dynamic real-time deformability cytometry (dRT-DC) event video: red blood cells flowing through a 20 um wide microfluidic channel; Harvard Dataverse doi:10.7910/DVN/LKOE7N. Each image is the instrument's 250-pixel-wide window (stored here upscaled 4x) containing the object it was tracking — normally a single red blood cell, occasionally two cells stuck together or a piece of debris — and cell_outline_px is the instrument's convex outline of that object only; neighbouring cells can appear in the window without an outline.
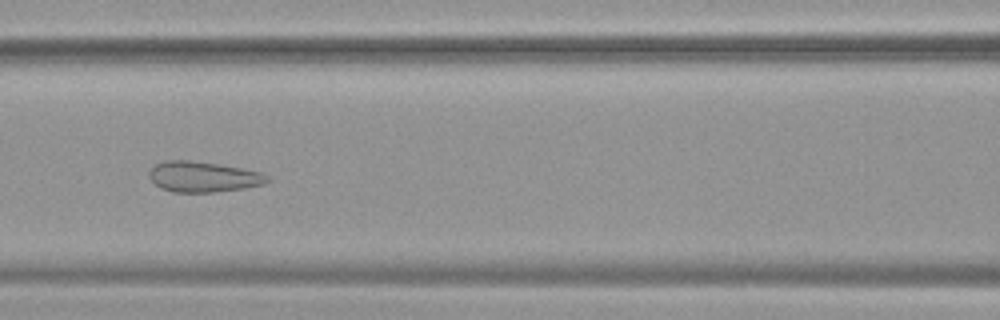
{"species": "common noctule bat (a hibernating species)", "species_latin": "Nyctalus noctula", "temperature_condition": "warm", "stored_images_in_passage": 53, "camera_frame_rate_fps": 3000, "um_per_image_px": 0.085, "animal": {"sex": "female", "body_mass_g": 19.9}, "frame": {"image": 1, "passage_image": 24, "time_ms": 7.667, "image_size_px": [1000, 320], "cell_outline_px": [[272, 180], [260, 184], [244, 188], [212, 192], [172, 192], [160, 188], [148, 176], [148, 172], [156, 164], [168, 160], [188, 160], [220, 164], [260, 172], [272, 176]], "centroid_in_image_um": [17.28, 15.02], "position_along_channel_um": 149.3, "area_um2": 20.98}}
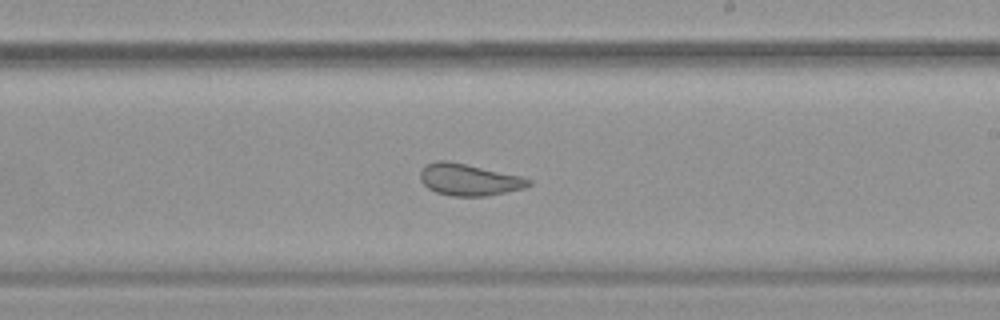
{"frame": {"image": 2, "passage_image": 32, "time_ms": 10.333, "image_size_px": [1000, 320], "cell_outline_px": [[532, 184], [524, 188], [488, 196], [452, 196], [436, 192], [428, 188], [420, 180], [420, 172], [428, 164], [436, 160], [448, 160], [520, 176], [532, 180]], "centroid_in_image_um": [39.86, 15.28], "position_along_channel_um": 249.1, "area_um2": 19.94}}
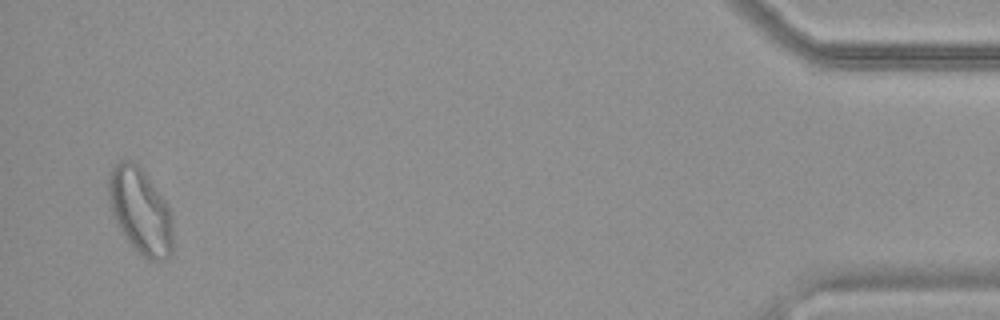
{"frame": {"image": 3, "passage_image": 52, "time_ms": 17.0, "image_size_px": [1000, 320], "cell_outline_px": [[172, 252], [164, 260], [148, 260], [140, 256], [132, 248], [124, 236], [112, 212], [108, 200], [108, 172], [120, 160], [132, 160], [148, 176], [164, 200], [172, 216]], "centroid_in_image_um": [11.91, 17.95], "position_along_channel_um": 423.3, "area_um2": 32.25}, "authors_computed_cell_mechanics": {"area_um2": 26.7036, "velocity_mm_per_s": 3.7631, "shape_relaxation_time_tau1_ms": null, "shape_relaxation_time_tau2_ms": 0.7414, "deformation_change_tau1": null, "deformation_change_tau2": 0.0721}}